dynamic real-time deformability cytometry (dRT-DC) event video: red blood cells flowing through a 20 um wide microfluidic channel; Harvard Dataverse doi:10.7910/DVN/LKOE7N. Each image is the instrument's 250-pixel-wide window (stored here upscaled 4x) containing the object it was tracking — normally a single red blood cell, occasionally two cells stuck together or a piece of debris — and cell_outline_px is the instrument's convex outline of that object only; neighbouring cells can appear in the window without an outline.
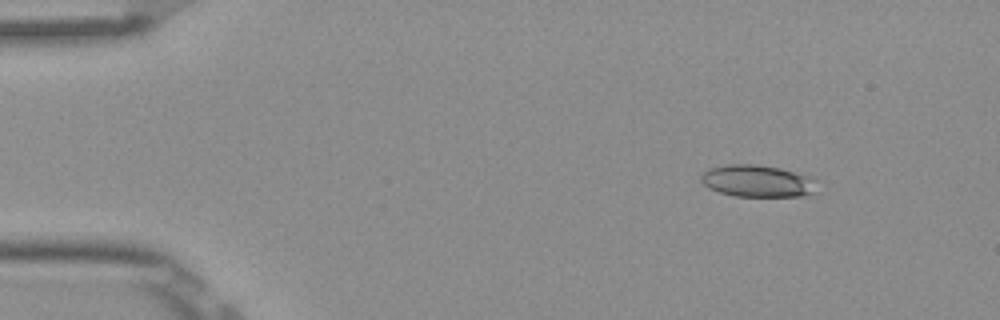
{"species": "Egyptian fruit bat (a non-hibernating species)", "species_latin": "Rousettus aegyptiacus", "temperature_condition": "room temperature", "stored_images_in_passage": 8, "camera_frame_rate_fps": 3000, "um_per_image_px": 0.085, "frame": {"image": 1, "passage_image": 3, "time_ms": 0.667, "image_size_px": [1000, 320], "cell_outline_px": [[816, 192], [808, 196], [732, 196], [708, 188], [700, 180], [700, 176], [708, 168], [728, 164], [756, 164], [780, 168], [808, 176], [816, 180]], "centroid_in_image_um": [64.38, 15.39], "position_along_channel_um": 20.6, "area_um2": 21.79}}
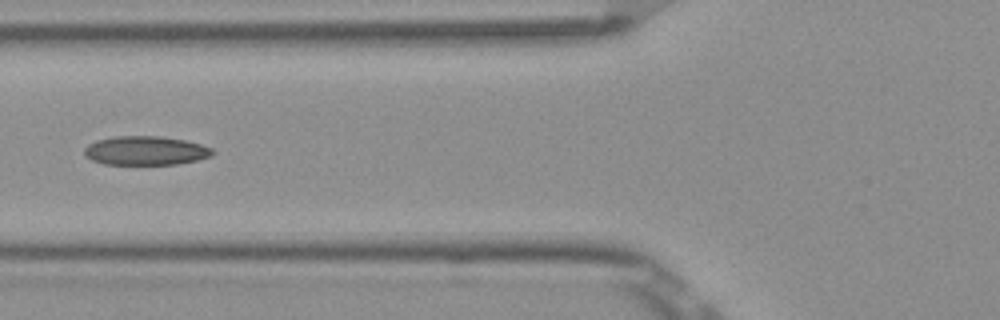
{"frame": {"image": 2, "passage_image": 7, "time_ms": 2.0, "image_size_px": [1000, 320], "cell_outline_px": [[216, 152], [212, 156], [196, 160], [176, 164], [104, 164], [92, 160], [84, 156], [84, 148], [88, 144], [96, 140], [112, 136], [160, 136], [184, 140], [200, 144], [212, 148]], "centroid_in_image_um": [12.36, 12.8], "position_along_channel_um": 113.4, "area_um2": 21.73}}
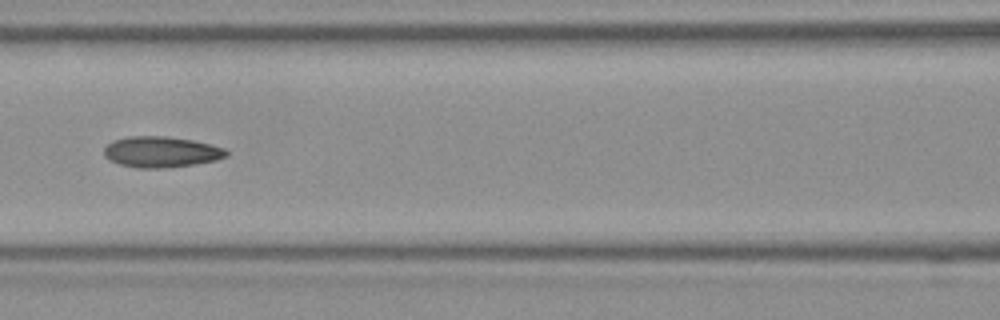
{"frame": {"image": 3, "passage_image": 8, "time_ms": 2.333, "image_size_px": [1000, 320], "cell_outline_px": [[228, 156], [216, 160], [192, 164], [164, 168], [136, 168], [120, 164], [108, 160], [104, 156], [104, 148], [112, 140], [128, 136], [164, 136], [192, 140], [224, 148], [228, 152]], "centroid_in_image_um": [13.65, 12.91], "position_along_channel_um": 152.9, "area_um2": 21.96}}